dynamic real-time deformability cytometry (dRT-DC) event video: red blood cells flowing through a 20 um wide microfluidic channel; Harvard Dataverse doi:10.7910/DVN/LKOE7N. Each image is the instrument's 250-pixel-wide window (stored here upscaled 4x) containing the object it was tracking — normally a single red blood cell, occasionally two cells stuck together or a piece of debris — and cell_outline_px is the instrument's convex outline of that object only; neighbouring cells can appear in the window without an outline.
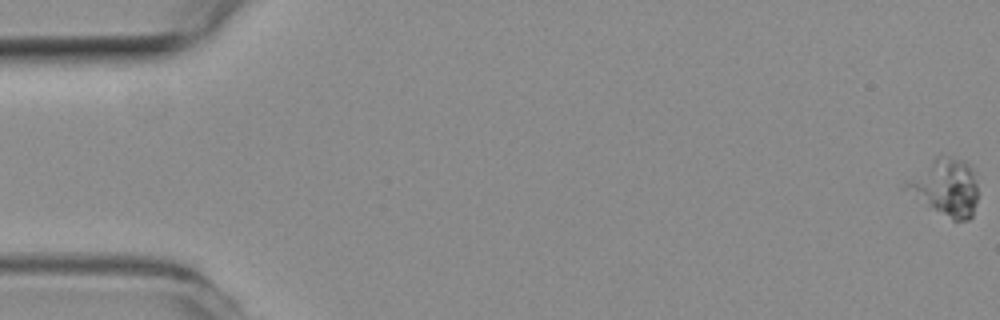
{"species": "common noctule bat (a hibernating species)", "species_latin": "Nyctalus noctula", "temperature_condition": "room temperature", "stored_images_in_passage": 59, "camera_frame_rate_fps": 3000, "um_per_image_px": 0.085, "animal": {"sex": "female", "body_mass_g": 19.3, "forearm_length_mm": 54.1}, "frame": {"image": 1, "passage_image": 1, "time_ms": 0.0, "image_size_px": [1000, 320], "cell_outline_px": [[976, 204], [972, 216], [968, 220], [952, 220], [904, 188], [900, 180], [940, 156], [964, 160], [968, 164], [972, 172], [976, 184]], "centroid_in_image_um": [80.33, 15.9], "position_along_channel_um": 4.7, "area_um2": 23.24}}
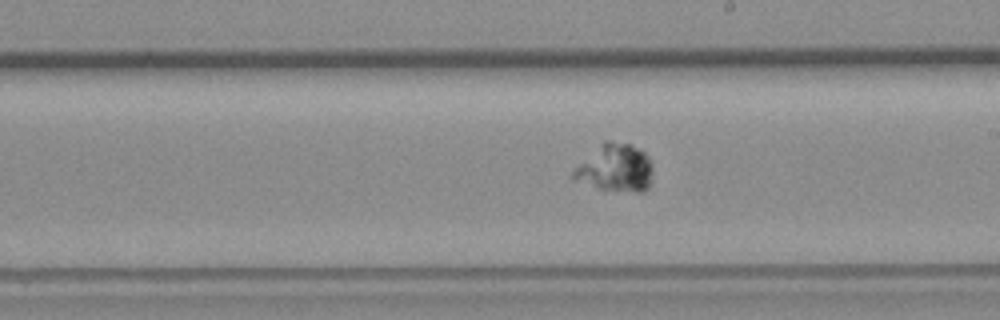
{"frame": {"image": 2, "passage_image": 34, "time_ms": 11.0, "image_size_px": [1000, 320], "cell_outline_px": [[652, 172], [648, 188], [644, 192], [636, 192], [596, 188], [572, 180], [568, 176], [604, 140], [612, 140], [628, 144], [644, 152], [648, 156], [652, 168]], "centroid_in_image_um": [52.28, 14.3], "position_along_channel_um": 236.7, "area_um2": 21.91}}
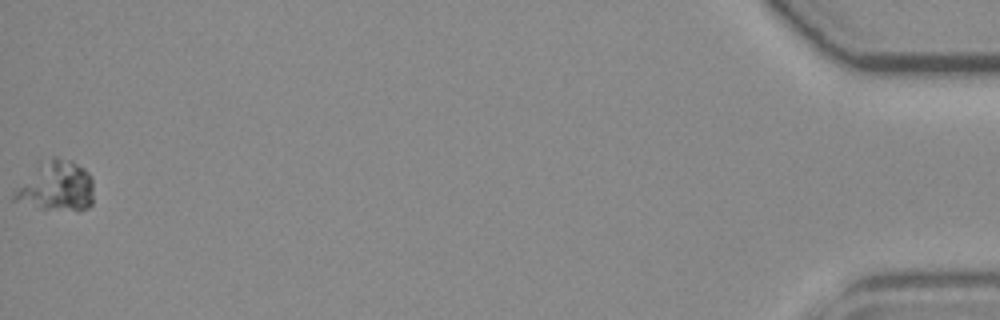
{"frame": {"image": 3, "passage_image": 59, "time_ms": 19.333, "image_size_px": [1000, 320], "cell_outline_px": [[92, 204], [88, 208], [80, 212], [76, 212], [40, 208], [12, 200], [12, 192], [36, 160], [52, 156], [56, 156], [72, 160], [84, 168], [92, 176]], "centroid_in_image_um": [4.73, 15.79], "position_along_channel_um": 430.5, "area_um2": 24.39}}